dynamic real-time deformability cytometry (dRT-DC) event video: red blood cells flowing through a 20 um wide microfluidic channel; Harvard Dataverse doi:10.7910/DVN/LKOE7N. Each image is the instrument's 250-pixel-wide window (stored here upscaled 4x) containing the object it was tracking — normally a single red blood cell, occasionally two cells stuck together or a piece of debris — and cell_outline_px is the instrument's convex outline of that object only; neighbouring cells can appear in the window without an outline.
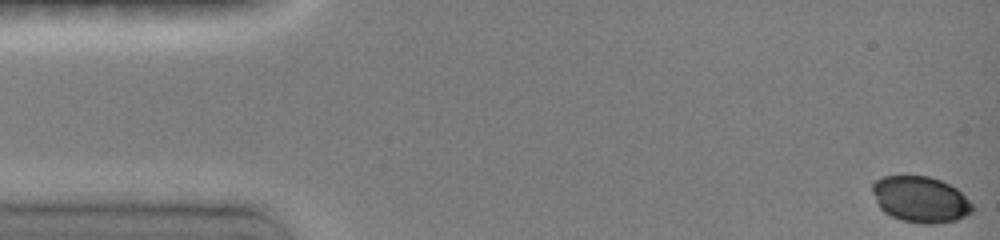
{"species": "common noctule bat (a hibernating species)", "species_latin": "Nyctalus noctula", "temperature_condition": "room temperature", "stored_images_in_passage": 91, "camera_frame_rate_fps": 3000, "um_per_image_px": 0.085, "animal": {"sex": "female", "body_mass_g": 19.0, "forearm_length_mm": 51.5}, "frame": {"image": 1, "passage_image": 1, "time_ms": 0.0, "image_size_px": [1000, 240], "cell_outline_px": [[972, 212], [956, 220], [932, 224], [924, 224], [900, 220], [884, 212], [880, 208], [872, 192], [872, 184], [876, 180], [884, 176], [928, 176], [940, 180], [956, 188], [972, 204]], "centroid_in_image_um": [78.22, 16.95], "position_along_channel_um": 6.8, "area_um2": 26.65}}
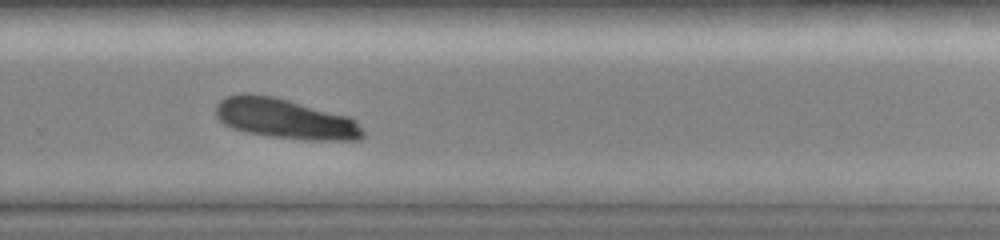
{"frame": {"image": 2, "passage_image": 62, "time_ms": 10.667, "image_size_px": [1000, 240], "cell_outline_px": [[364, 136], [360, 140], [312, 140], [272, 136], [244, 132], [232, 128], [224, 124], [216, 116], [216, 104], [220, 100], [228, 96], [244, 92], [248, 92], [272, 96], [288, 100], [348, 116], [356, 120], [364, 132]], "centroid_in_image_um": [24.22, 10.08], "position_along_channel_um": 305.6, "area_um2": 34.33}}
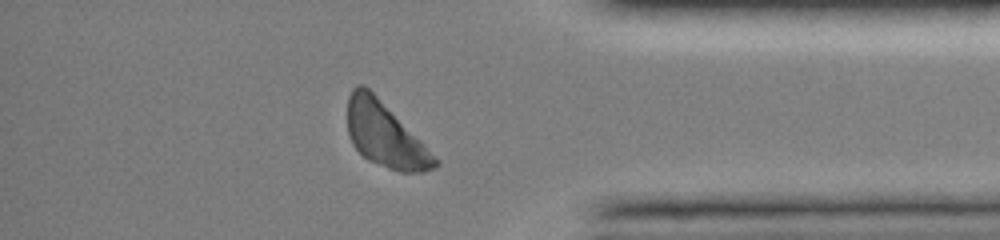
{"frame": {"image": 3, "passage_image": 78, "time_ms": 13.333, "image_size_px": [1000, 240], "cell_outline_px": [[440, 164], [436, 168], [424, 172], [400, 172], [388, 168], [368, 160], [352, 144], [348, 132], [348, 96], [352, 88], [356, 84], [364, 84], [440, 160]], "centroid_in_image_um": [32.73, 11.48], "position_along_channel_um": 402.5, "area_um2": 32.37}}